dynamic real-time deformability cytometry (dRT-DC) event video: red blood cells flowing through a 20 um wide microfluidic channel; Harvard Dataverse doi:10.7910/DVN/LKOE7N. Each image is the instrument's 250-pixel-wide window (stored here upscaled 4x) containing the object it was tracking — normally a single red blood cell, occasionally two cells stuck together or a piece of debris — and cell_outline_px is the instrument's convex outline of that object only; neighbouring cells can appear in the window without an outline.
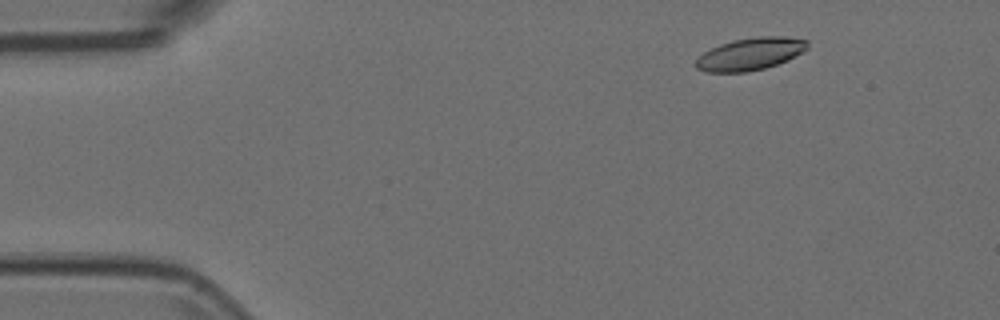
{"species": "Egyptian fruit bat (a non-hibernating species)", "species_latin": "Rousettus aegyptiacus", "temperature_condition": "room temperature", "stored_images_in_passage": 54, "camera_frame_rate_fps": 3000, "um_per_image_px": 0.085, "animal": {"sex": "female"}, "frame": {"image": 1, "passage_image": 6, "time_ms": 1.667, "image_size_px": [1000, 320], "cell_outline_px": [[808, 48], [796, 56], [788, 60], [764, 68], [748, 72], [704, 72], [696, 68], [696, 60], [704, 52], [720, 44], [732, 40], [756, 36], [784, 36], [808, 40]], "centroid_in_image_um": [63.79, 4.58], "position_along_channel_um": 21.2, "area_um2": 21.1}}
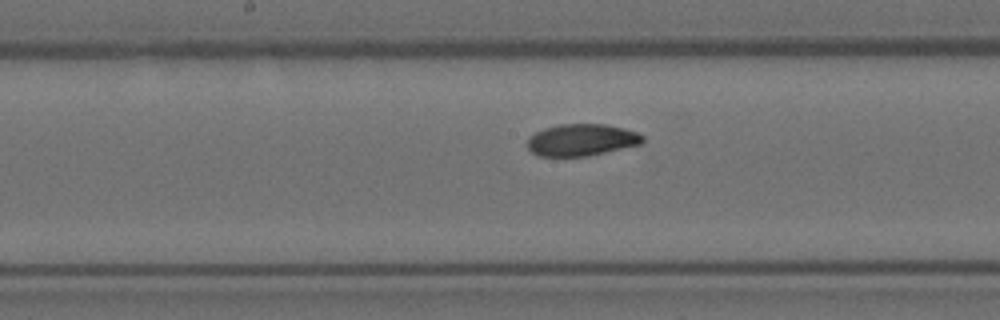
{"frame": {"image": 2, "passage_image": 27, "time_ms": 8.667, "image_size_px": [1000, 320], "cell_outline_px": [[644, 144], [588, 156], [536, 156], [528, 148], [528, 136], [544, 128], [560, 124], [604, 124], [624, 128], [636, 132], [644, 136]], "centroid_in_image_um": [49.45, 11.9], "position_along_channel_um": 198.7, "area_um2": 21.62}}
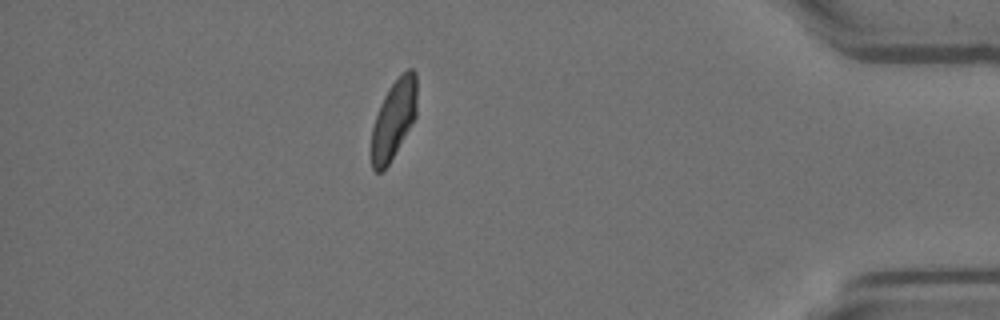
{"frame": {"image": 3, "passage_image": 47, "time_ms": 15.333, "image_size_px": [1000, 320], "cell_outline_px": [[416, 116], [384, 172], [376, 172], [372, 168], [372, 128], [380, 104], [388, 88], [400, 72], [408, 68], [412, 68], [416, 72]], "centroid_in_image_um": [33.47, 10.1], "position_along_channel_um": 401.7, "area_um2": 20.92}}